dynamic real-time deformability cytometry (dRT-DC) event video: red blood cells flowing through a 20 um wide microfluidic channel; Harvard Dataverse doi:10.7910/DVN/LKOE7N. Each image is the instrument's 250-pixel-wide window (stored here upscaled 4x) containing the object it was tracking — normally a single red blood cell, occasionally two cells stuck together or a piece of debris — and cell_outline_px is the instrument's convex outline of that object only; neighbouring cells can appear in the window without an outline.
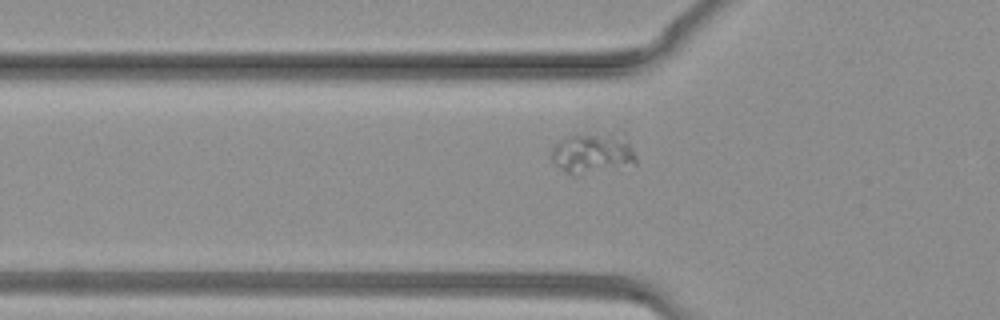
{"species": "common noctule bat (a hibernating species)", "species_latin": "Nyctalus noctula", "temperature_condition": "warm", "stored_images_in_passage": 28, "segment_of_instrument_passage": [1, 2], "camera_frame_rate_fps": 3000, "um_per_image_px": 0.085, "animal": {"sex": "female", "body_mass_g": 19.3, "forearm_length_mm": 54.1}, "frame": {"image": 1, "passage_image": 3, "time_ms": 0.667, "image_size_px": [1000, 320], "cell_outline_px": [[636, 164], [576, 176], [572, 176], [564, 172], [552, 160], [552, 148], [560, 140], [568, 136], [592, 136], [628, 144], [636, 156]], "centroid_in_image_um": [50.24, 13.17], "position_along_channel_um": 75.6, "area_um2": 18.26}}
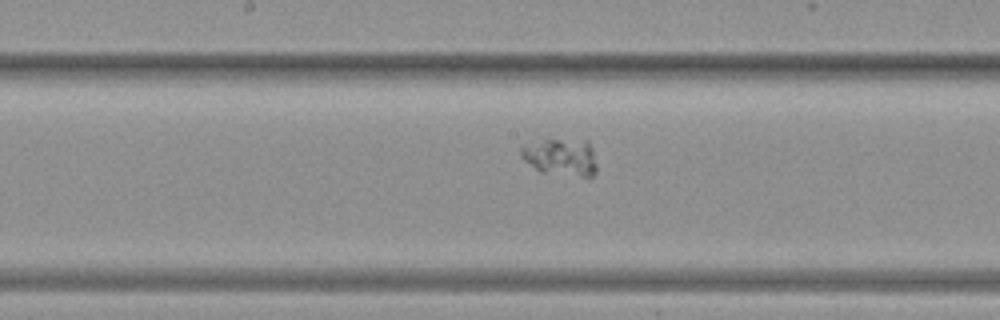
{"frame": {"image": 2, "passage_image": 10, "time_ms": 3.0, "image_size_px": [1000, 320], "cell_outline_px": [[596, 172], [588, 180], [540, 172], [524, 160], [520, 156], [520, 148], [544, 136], [588, 140], [592, 148], [596, 164]], "centroid_in_image_um": [47.69, 13.34], "position_along_channel_um": 200.5, "area_um2": 17.8}}
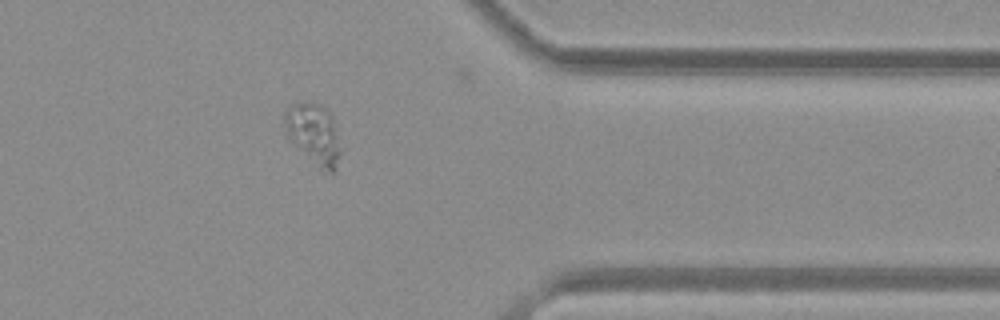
{"frame": {"image": 3, "passage_image": 21, "time_ms": 6.667, "image_size_px": [1000, 320], "cell_outline_px": [[340, 152], [336, 168], [332, 172], [320, 172], [288, 136], [284, 124], [284, 112], [292, 104], [308, 100], [320, 104], [332, 116]], "centroid_in_image_um": [26.65, 11.38], "position_along_channel_um": 384.8, "area_um2": 19.65}}